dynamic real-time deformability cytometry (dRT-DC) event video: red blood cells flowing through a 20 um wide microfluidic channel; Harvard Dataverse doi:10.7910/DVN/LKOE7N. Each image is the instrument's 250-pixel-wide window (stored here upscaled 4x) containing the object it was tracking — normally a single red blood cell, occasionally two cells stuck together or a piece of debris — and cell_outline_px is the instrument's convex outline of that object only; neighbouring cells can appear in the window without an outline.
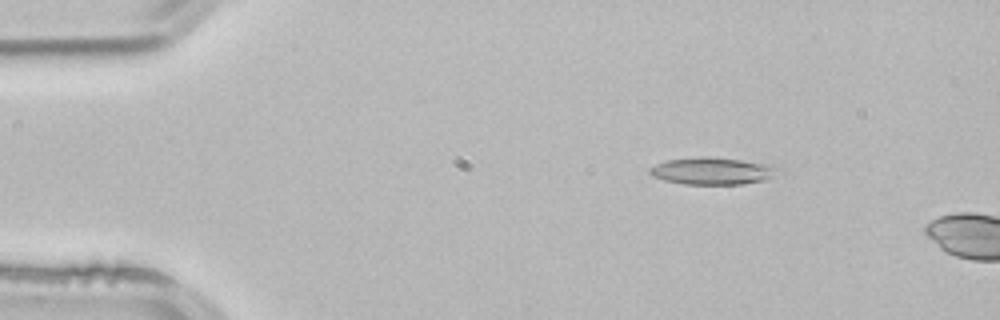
{"species": "common noctule bat (a hibernating species)", "species_latin": "Nyctalus noctula", "temperature_condition": "room temperature", "stored_images_in_passage": 2, "camera_frame_rate_fps": 3000, "um_per_image_px": 0.085, "animal": {"sex": "male", "body_mass_g": 21.5, "forearm_length_mm": 52.0}, "frame": {"image": 1, "passage_image": 1, "time_ms": 0.0, "image_size_px": [1000, 320], "cell_outline_px": [[784, 168], [768, 180], [740, 184], [684, 184], [664, 180], [652, 176], [648, 172], [648, 168], [664, 160], [700, 156], [740, 160], [772, 164]], "centroid_in_image_um": [60.59, 14.53], "position_along_channel_um": 24.4, "area_um2": 20.58}}